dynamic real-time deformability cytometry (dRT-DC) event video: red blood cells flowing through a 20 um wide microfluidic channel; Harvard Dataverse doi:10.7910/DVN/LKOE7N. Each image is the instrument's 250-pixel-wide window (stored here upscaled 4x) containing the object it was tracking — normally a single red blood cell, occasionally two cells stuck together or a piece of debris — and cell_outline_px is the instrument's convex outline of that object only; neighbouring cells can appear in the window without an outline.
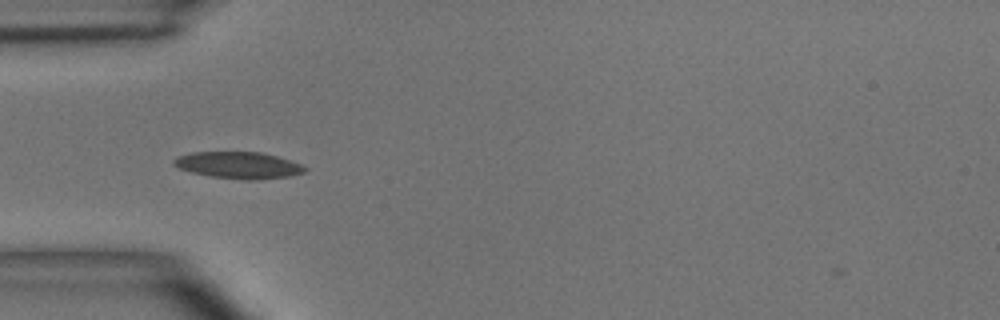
{"species": "common noctule bat (a hibernating species)", "species_latin": "Nyctalus noctula", "temperature_condition": "room temperature", "stored_images_in_passage": 1, "camera_frame_rate_fps": 3000, "um_per_image_px": 0.085, "animal": {"sex": "male", "body_mass_g": 15.6}, "frame": {"image": 1, "passage_image": 1, "time_ms": 0.0, "image_size_px": [1000, 320], "cell_outline_px": [[308, 168], [304, 172], [288, 176], [256, 180], [244, 180], [212, 176], [192, 172], [180, 168], [172, 164], [172, 160], [176, 156], [192, 152], [260, 152], [276, 156], [300, 164]], "centroid_in_image_um": [20.24, 14.03], "position_along_channel_um": 64.8, "area_um2": 20.23}}